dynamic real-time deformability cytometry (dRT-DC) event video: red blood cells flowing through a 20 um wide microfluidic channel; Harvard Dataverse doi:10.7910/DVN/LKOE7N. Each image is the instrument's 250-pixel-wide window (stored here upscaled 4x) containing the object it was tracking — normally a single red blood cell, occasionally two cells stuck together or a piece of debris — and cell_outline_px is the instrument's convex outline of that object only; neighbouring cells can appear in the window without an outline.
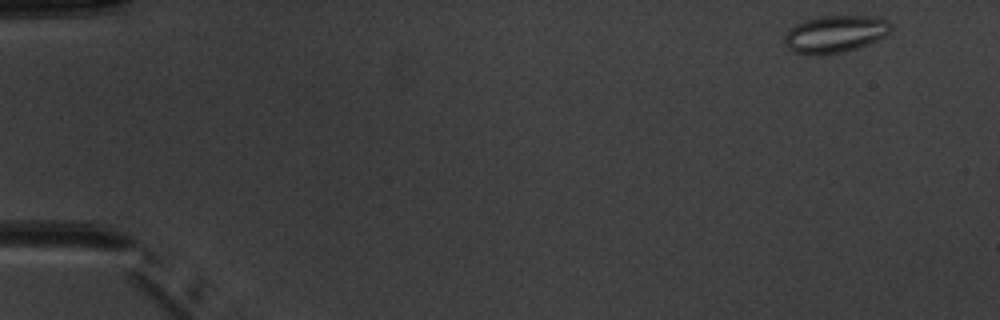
{"species": "common noctule bat (a hibernating species)", "species_latin": "Nyctalus noctula", "temperature_condition": "warm", "stored_images_in_passage": 7, "camera_frame_rate_fps": 3000, "um_per_image_px": 0.085, "animal": {"sex": "male", "body_mass_g": 20.1, "forearm_length_mm": 53.5}, "frame": {"image": 1, "passage_image": 1, "time_ms": 0.0, "image_size_px": [1000, 320], "cell_outline_px": [[892, 28], [884, 36], [868, 44], [844, 52], [820, 56], [792, 52], [784, 44], [784, 36], [788, 28], [804, 20], [820, 16], [872, 16], [888, 20], [892, 24]], "centroid_in_image_um": [70.94, 2.9], "position_along_channel_um": 14.1, "area_um2": 23.35}}
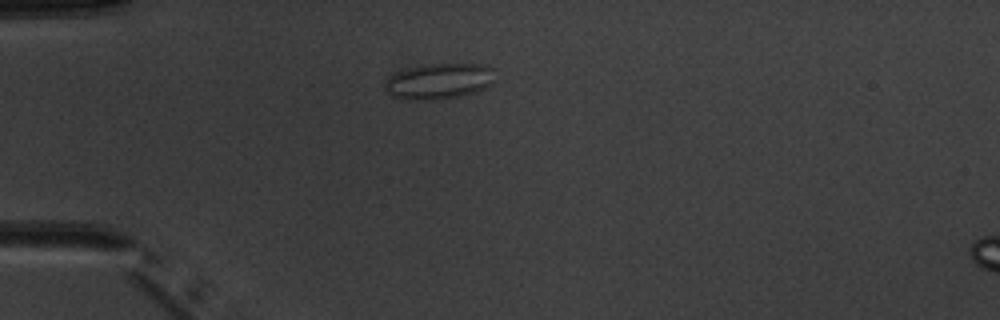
{"frame": {"image": 2, "passage_image": 4, "time_ms": 3.667, "image_size_px": [1000, 320], "cell_outline_px": [[492, 84], [484, 88], [460, 96], [440, 100], [400, 100], [392, 96], [384, 88], [384, 84], [388, 76], [404, 68], [432, 64], [488, 64], [492, 68]], "centroid_in_image_um": [37.25, 6.91], "position_along_channel_um": 47.8, "area_um2": 23.18}}
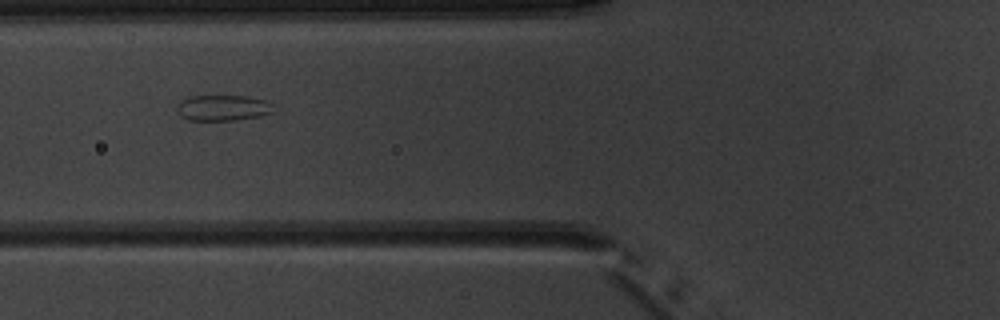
{"frame": {"image": 3, "passage_image": 6, "time_ms": 5.667, "image_size_px": [1000, 320], "cell_outline_px": [[272, 112], [260, 116], [236, 120], [188, 120], [180, 116], [176, 108], [184, 100], [192, 96], [244, 96], [268, 100], [272, 104]], "centroid_in_image_um": [18.97, 9.17], "position_along_channel_um": 106.8, "area_um2": 14.33}}